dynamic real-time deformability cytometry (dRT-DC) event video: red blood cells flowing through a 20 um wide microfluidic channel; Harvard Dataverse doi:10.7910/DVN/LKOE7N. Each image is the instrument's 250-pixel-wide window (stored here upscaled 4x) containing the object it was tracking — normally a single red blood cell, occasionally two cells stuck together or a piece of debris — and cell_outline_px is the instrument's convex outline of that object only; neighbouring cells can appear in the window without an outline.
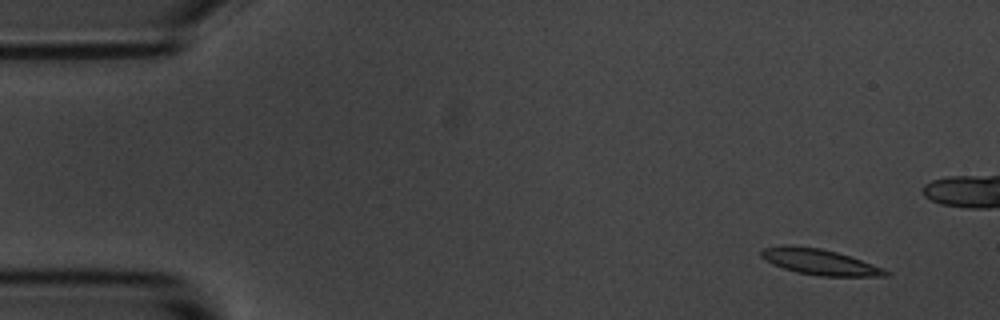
{"species": "common noctule bat (a hibernating species)", "species_latin": "Nyctalus noctula", "temperature_condition": "room temperature", "stored_images_in_passage": 6, "camera_frame_rate_fps": 3000, "um_per_image_px": 0.085, "animal": {"sex": "male", "body_mass_g": 20.1, "forearm_length_mm": 53.5}, "frame": {"image": 1, "passage_image": 1, "time_ms": 0.0, "image_size_px": [1000, 320], "cell_outline_px": [[892, 272], [888, 276], [820, 276], [796, 272], [772, 264], [764, 260], [760, 256], [760, 252], [764, 248], [784, 244], [792, 244], [820, 248], [836, 252], [860, 260]], "centroid_in_image_um": [69.6, 22.25], "position_along_channel_um": 15.4, "area_um2": 18.67}}